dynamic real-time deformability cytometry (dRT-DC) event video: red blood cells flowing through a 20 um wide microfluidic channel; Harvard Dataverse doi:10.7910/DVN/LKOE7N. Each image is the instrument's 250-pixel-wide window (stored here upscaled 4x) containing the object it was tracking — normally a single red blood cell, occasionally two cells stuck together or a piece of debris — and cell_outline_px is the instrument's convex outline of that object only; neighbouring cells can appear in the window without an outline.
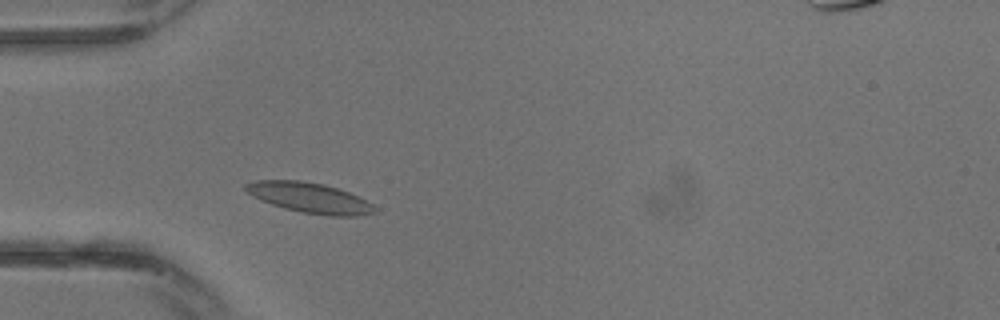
{"species": "common noctule bat (a hibernating species)", "species_latin": "Nyctalus noctula", "temperature_condition": "warm", "stored_images_in_passage": 9, "camera_frame_rate_fps": 3000, "um_per_image_px": 0.085, "animal": {"sex": "male", "body_mass_g": 13.3}, "frame": {"image": 1, "passage_image": 4, "time_ms": 1.0, "image_size_px": [1000, 320], "cell_outline_px": [[376, 212], [356, 216], [328, 216], [300, 212], [284, 208], [260, 200], [252, 196], [244, 188], [244, 184], [256, 180], [300, 180], [324, 184], [348, 192], [372, 204], [376, 208]], "centroid_in_image_um": [26.28, 16.81], "position_along_channel_um": 58.7, "area_um2": 22.66}}
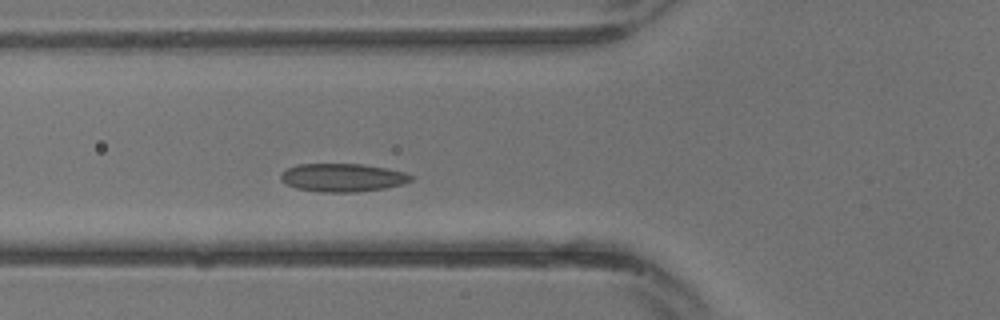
{"frame": {"image": 2, "passage_image": 6, "time_ms": 1.667, "image_size_px": [1000, 320], "cell_outline_px": [[416, 176], [412, 180], [404, 184], [384, 188], [356, 192], [320, 192], [296, 188], [280, 180], [280, 176], [288, 168], [296, 164], [364, 164], [404, 172]], "centroid_in_image_um": [29.15, 15.09], "position_along_channel_um": 96.6, "area_um2": 21.39}}
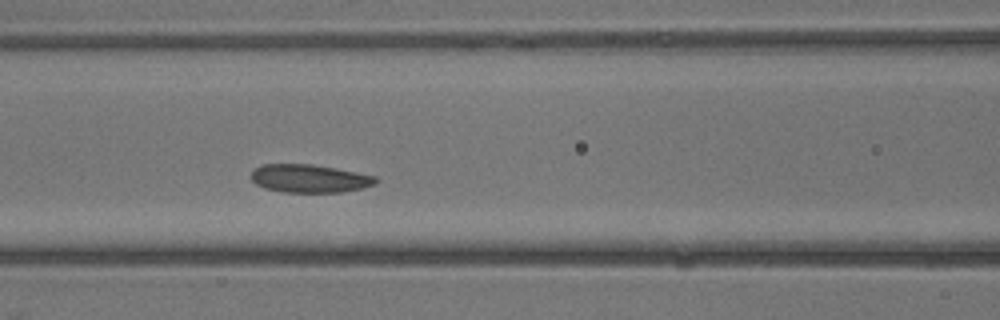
{"frame": {"image": 3, "passage_image": 8, "time_ms": 2.333, "image_size_px": [1000, 320], "cell_outline_px": [[380, 180], [376, 184], [364, 188], [340, 192], [284, 192], [264, 188], [256, 184], [252, 180], [252, 172], [256, 168], [264, 164], [312, 164], [336, 168], [376, 176]], "centroid_in_image_um": [26.35, 15.17], "position_along_channel_um": 140.2, "area_um2": 20.46}}